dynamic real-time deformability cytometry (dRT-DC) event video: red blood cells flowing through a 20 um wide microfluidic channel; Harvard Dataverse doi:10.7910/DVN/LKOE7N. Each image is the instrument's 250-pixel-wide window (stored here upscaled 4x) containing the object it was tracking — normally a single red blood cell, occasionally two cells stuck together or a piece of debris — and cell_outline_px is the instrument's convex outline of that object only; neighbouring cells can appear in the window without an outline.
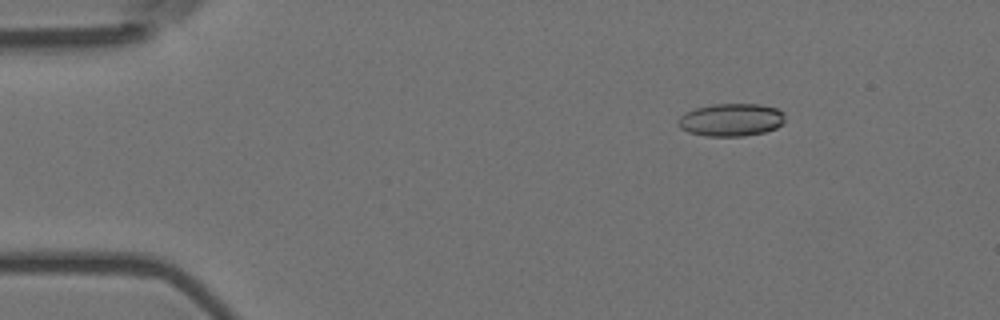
{"species": "Egyptian fruit bat (a non-hibernating species)", "species_latin": "Rousettus aegyptiacus", "temperature_condition": "room temperature", "stored_images_in_passage": 10, "camera_frame_rate_fps": 3000, "um_per_image_px": 0.085, "animal": {"sex": "female"}, "frame": {"image": 1, "passage_image": 3, "time_ms": 0.667, "image_size_px": [1000, 320], "cell_outline_px": [[784, 124], [776, 128], [764, 132], [744, 136], [708, 136], [688, 132], [680, 128], [676, 124], [676, 120], [684, 112], [696, 108], [712, 104], [760, 104], [776, 108], [784, 112]], "centroid_in_image_um": [62.13, 10.18], "position_along_channel_um": 22.9, "area_um2": 20.63}}
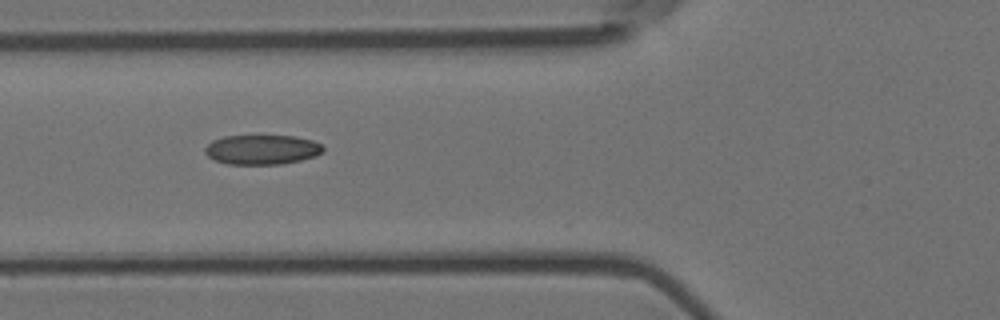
{"frame": {"image": 2, "passage_image": 7, "time_ms": 2.0, "image_size_px": [1000, 320], "cell_outline_px": [[324, 152], [316, 156], [300, 160], [280, 164], [228, 164], [216, 160], [208, 156], [204, 152], [204, 148], [212, 140], [224, 136], [296, 136], [312, 140], [320, 144], [324, 148]], "centroid_in_image_um": [22.27, 12.71], "position_along_channel_um": 103.5, "area_um2": 20.4}}
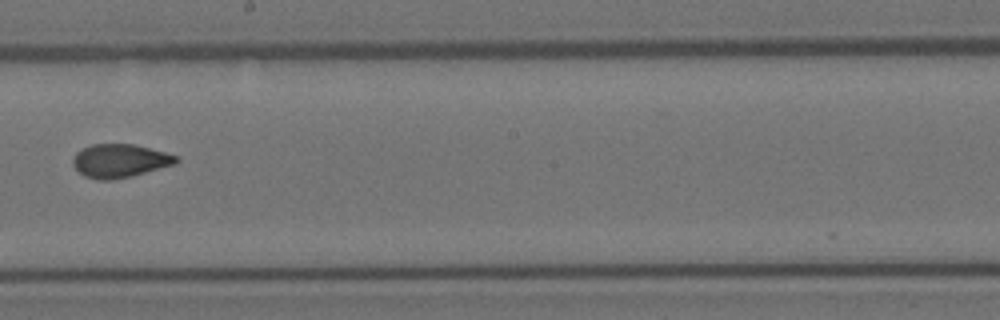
{"frame": {"image": 3, "passage_image": 10, "time_ms": 3.0, "image_size_px": [1000, 320], "cell_outline_px": [[180, 160], [176, 164], [132, 176], [112, 180], [96, 180], [84, 176], [72, 164], [72, 160], [76, 152], [92, 144], [132, 144], [164, 152], [176, 156]], "centroid_in_image_um": [10.17, 13.68], "position_along_channel_um": 238.0, "area_um2": 20.06}}